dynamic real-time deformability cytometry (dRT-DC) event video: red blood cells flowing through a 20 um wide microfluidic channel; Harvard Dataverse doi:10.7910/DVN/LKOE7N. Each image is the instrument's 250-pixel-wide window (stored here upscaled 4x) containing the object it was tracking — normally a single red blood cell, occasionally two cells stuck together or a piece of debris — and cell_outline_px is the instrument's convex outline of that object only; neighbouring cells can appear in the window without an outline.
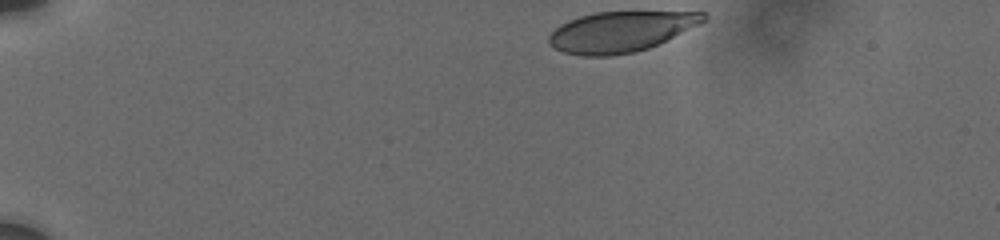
{"species": "human", "species_latin": "Homo sapiens", "temperature_condition": "cold", "stored_images_in_passage": 17, "camera_frame_rate_fps": 3000, "um_per_image_px": 0.085, "donor": {"sex": "male"}, "frame": {"image": 1, "passage_image": 1, "time_ms": 0.0, "image_size_px": [1000, 240], "cell_outline_px": [[708, 20], [700, 24], [648, 48], [636, 52], [612, 56], [580, 56], [564, 52], [548, 44], [548, 36], [560, 24], [568, 20], [580, 16], [596, 12], [708, 12]], "centroid_in_image_um": [52.75, 2.69], "position_along_channel_um": 32.2, "area_um2": 36.47}}